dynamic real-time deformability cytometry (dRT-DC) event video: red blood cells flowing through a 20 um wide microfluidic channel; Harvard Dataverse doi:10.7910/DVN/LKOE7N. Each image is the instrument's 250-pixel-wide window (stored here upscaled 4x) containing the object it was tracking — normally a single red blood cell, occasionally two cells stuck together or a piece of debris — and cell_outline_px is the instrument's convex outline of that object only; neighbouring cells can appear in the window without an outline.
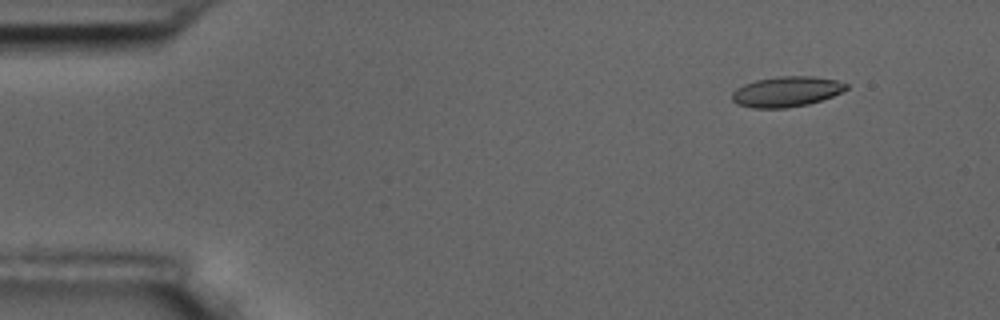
{"species": "common noctule bat (a hibernating species)", "species_latin": "Nyctalus noctula", "temperature_condition": "room temperature", "stored_images_in_passage": 9, "camera_frame_rate_fps": 3000, "um_per_image_px": 0.085, "animal": {"sex": "male", "body_mass_g": 17.5, "forearm_length_mm": 52.3}, "frame": {"image": 1, "passage_image": 2, "time_ms": 1.333, "image_size_px": [1000, 320], "cell_outline_px": [[848, 88], [832, 96], [808, 104], [784, 108], [752, 108], [736, 104], [732, 100], [732, 92], [736, 88], [744, 84], [756, 80], [776, 76], [812, 76], [836, 80], [848, 84]], "centroid_in_image_um": [66.81, 7.78], "position_along_channel_um": 18.2, "area_um2": 20.17}}
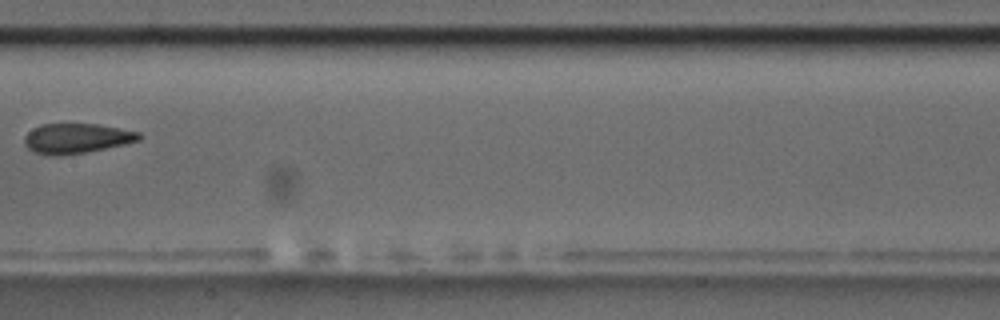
{"frame": {"image": 2, "passage_image": 8, "time_ms": 9.0, "image_size_px": [1000, 320], "cell_outline_px": [[144, 136], [140, 140], [124, 144], [84, 152], [60, 156], [56, 156], [36, 152], [28, 148], [24, 144], [24, 136], [32, 128], [40, 124], [96, 124], [140, 132]], "centroid_in_image_um": [6.5, 11.75], "position_along_channel_um": 200.9, "area_um2": 19.88}}
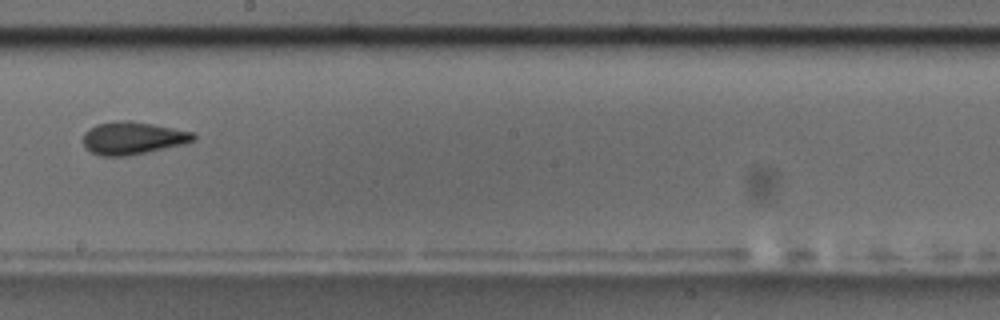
{"frame": {"image": 3, "passage_image": 9, "time_ms": 10.0, "image_size_px": [1000, 320], "cell_outline_px": [[196, 140], [184, 144], [128, 156], [100, 156], [84, 148], [84, 132], [88, 128], [96, 124], [116, 120], [128, 120], [152, 124], [192, 132], [196, 136]], "centroid_in_image_um": [11.25, 11.73], "position_along_channel_um": 236.9, "area_um2": 21.04}}